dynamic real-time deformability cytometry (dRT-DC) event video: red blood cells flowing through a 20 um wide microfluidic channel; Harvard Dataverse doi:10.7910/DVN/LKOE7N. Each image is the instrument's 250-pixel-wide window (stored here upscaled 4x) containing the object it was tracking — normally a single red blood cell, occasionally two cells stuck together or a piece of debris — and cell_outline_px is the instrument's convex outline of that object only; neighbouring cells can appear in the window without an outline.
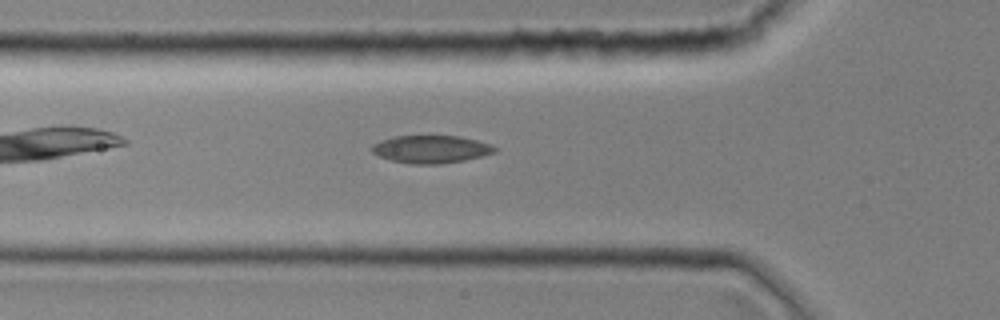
{"species": "common noctule bat (a hibernating species)", "species_latin": "Nyctalus noctula", "temperature_condition": "room temperature", "stored_images_in_passage": 22, "camera_frame_rate_fps": 3000, "um_per_image_px": 0.085, "animal": {"sex": "female", "body_mass_g": 19.0, "forearm_length_mm": 51.5}, "frame": {"image": 1, "passage_image": 2, "time_ms": 0.333, "image_size_px": [1000, 320], "cell_outline_px": [[496, 152], [464, 160], [440, 164], [412, 164], [392, 160], [380, 156], [372, 152], [368, 148], [372, 144], [380, 140], [396, 136], [460, 136], [492, 144], [496, 148]], "centroid_in_image_um": [36.61, 12.68], "position_along_channel_um": 89.2, "area_um2": 19.83}}
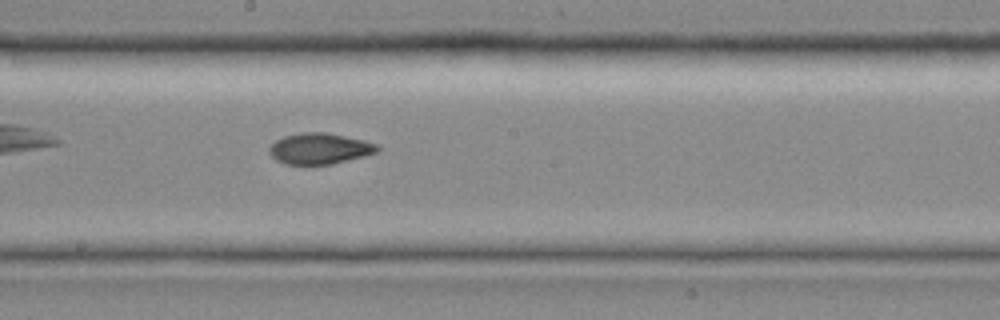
{"frame": {"image": 2, "passage_image": 11, "time_ms": 3.333, "image_size_px": [1000, 320], "cell_outline_px": [[380, 148], [376, 152], [364, 156], [332, 164], [284, 164], [276, 160], [268, 152], [268, 148], [276, 140], [284, 136], [300, 132], [328, 132], [364, 140], [376, 144]], "centroid_in_image_um": [27.14, 12.62], "position_along_channel_um": 221.1, "area_um2": 19.54}}
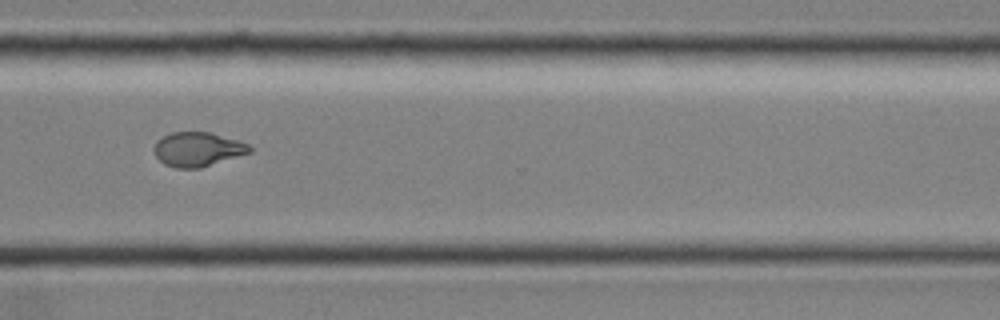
{"frame": {"image": 3, "passage_image": 20, "time_ms": 6.333, "image_size_px": [1000, 320], "cell_outline_px": [[252, 152], [200, 168], [176, 168], [164, 164], [156, 156], [152, 148], [156, 140], [172, 132], [208, 132], [236, 140], [248, 144], [252, 148]], "centroid_in_image_um": [16.77, 12.69], "position_along_channel_um": 353.8, "area_um2": 19.02}}